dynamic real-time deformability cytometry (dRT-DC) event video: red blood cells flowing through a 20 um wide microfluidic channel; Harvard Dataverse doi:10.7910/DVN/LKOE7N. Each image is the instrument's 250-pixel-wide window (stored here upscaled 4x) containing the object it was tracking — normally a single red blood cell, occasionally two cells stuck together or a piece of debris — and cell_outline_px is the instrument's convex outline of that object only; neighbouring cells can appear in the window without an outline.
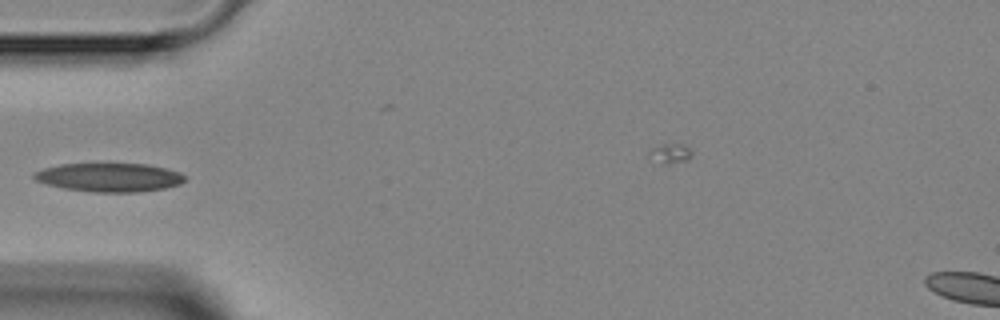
{"species": "Egyptian fruit bat (a non-hibernating species)", "species_latin": "Rousettus aegyptiacus", "temperature_condition": "room temperature", "stored_images_in_passage": 4, "camera_frame_rate_fps": 3000, "um_per_image_px": 0.085, "animal": {"sex": "female"}, "frame": {"image": 1, "passage_image": 3, "time_ms": 2.333, "image_size_px": [1000, 320], "cell_outline_px": [[188, 176], [180, 184], [164, 188], [136, 192], [96, 192], [64, 188], [48, 184], [36, 180], [32, 176], [32, 172], [44, 168], [60, 164], [148, 164], [180, 172]], "centroid_in_image_um": [9.3, 15.07], "position_along_channel_um": 75.7, "area_um2": 25.09}}
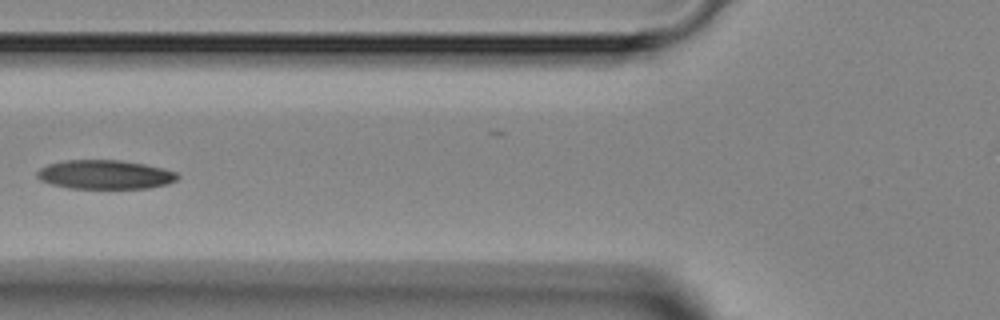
{"frame": {"image": 2, "passage_image": 4, "time_ms": 3.333, "image_size_px": [1000, 320], "cell_outline_px": [[180, 176], [176, 180], [168, 184], [148, 188], [72, 188], [52, 184], [40, 180], [36, 176], [36, 172], [40, 168], [48, 164], [68, 160], [120, 160], [144, 164], [164, 168], [176, 172]], "centroid_in_image_um": [8.94, 14.83], "position_along_channel_um": 116.9, "area_um2": 23.7}}